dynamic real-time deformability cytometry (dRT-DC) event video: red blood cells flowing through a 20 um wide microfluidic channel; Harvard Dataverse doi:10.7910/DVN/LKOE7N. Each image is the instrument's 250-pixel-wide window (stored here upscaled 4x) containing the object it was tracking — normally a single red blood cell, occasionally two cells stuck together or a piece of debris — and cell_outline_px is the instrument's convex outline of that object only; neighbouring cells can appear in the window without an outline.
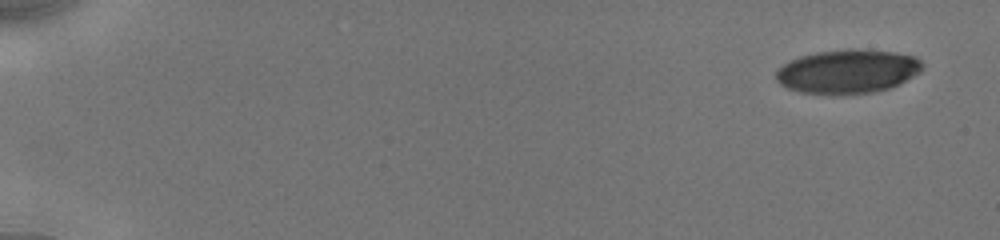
{"species": "human", "species_latin": "Homo sapiens", "temperature_condition": "cold", "stored_images_in_passage": 5, "camera_frame_rate_fps": 3000, "um_per_image_px": 0.085, "donor": {"sex": "male"}, "frame": {"image": 1, "passage_image": 1, "time_ms": 0.0, "image_size_px": [1000, 240], "cell_outline_px": [[920, 72], [888, 88], [876, 92], [800, 92], [788, 88], [780, 84], [776, 80], [776, 68], [800, 56], [816, 52], [848, 48], [856, 48], [896, 52], [916, 56], [920, 60]], "centroid_in_image_um": [72.03, 6.02], "position_along_channel_um": 13.0, "area_um2": 36.7}}
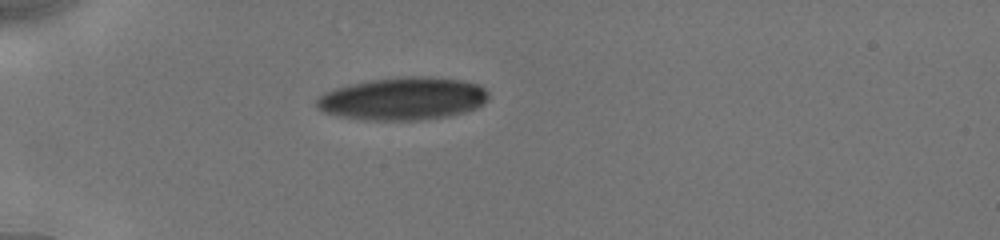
{"frame": {"image": 2, "passage_image": 5, "time_ms": 4.667, "image_size_px": [1000, 240], "cell_outline_px": [[488, 100], [484, 104], [476, 108], [464, 112], [448, 116], [416, 120], [364, 120], [340, 116], [324, 112], [316, 104], [316, 96], [324, 92], [336, 88], [352, 84], [372, 80], [404, 76], [432, 76], [464, 80], [480, 84], [488, 92]], "centroid_in_image_um": [34.29, 8.38], "position_along_channel_um": 50.7, "area_um2": 43.0}}